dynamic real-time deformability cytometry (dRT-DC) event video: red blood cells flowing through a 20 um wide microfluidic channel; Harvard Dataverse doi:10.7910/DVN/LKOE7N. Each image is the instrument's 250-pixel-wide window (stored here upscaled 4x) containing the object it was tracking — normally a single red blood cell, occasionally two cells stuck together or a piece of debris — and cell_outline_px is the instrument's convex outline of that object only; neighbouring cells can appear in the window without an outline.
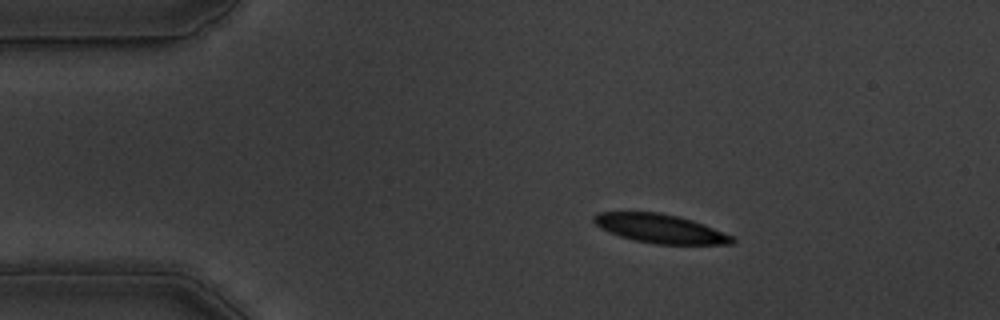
{"species": "common noctule bat (a hibernating species)", "species_latin": "Nyctalus noctula", "temperature_condition": "warm", "stored_images_in_passage": 47, "camera_frame_rate_fps": 3000, "um_per_image_px": 0.085, "animal": {"sex": "male", "body_mass_g": 19.5, "forearm_length_mm": 54.6}, "frame": {"image": 1, "passage_image": 1, "time_ms": 0.0, "image_size_px": [1000, 320], "cell_outline_px": [[736, 240], [732, 244], [656, 244], [632, 240], [608, 232], [600, 228], [592, 220], [592, 216], [596, 212], [660, 212], [692, 220], [704, 224], [736, 236]], "centroid_in_image_um": [56.13, 19.43], "position_along_channel_um": 28.9, "area_um2": 23.52}}
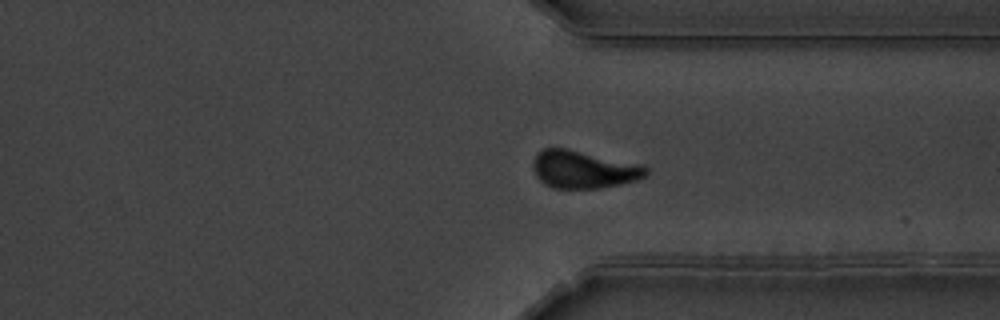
{"frame": {"image": 2, "passage_image": 33, "time_ms": 10.667, "image_size_px": [1000, 320], "cell_outline_px": [[648, 176], [636, 180], [620, 184], [600, 188], [552, 188], [544, 184], [536, 176], [532, 168], [532, 164], [536, 152], [544, 148], [568, 148], [644, 164], [648, 168]], "centroid_in_image_um": [49.62, 14.39], "position_along_channel_um": 361.8, "area_um2": 25.32}}
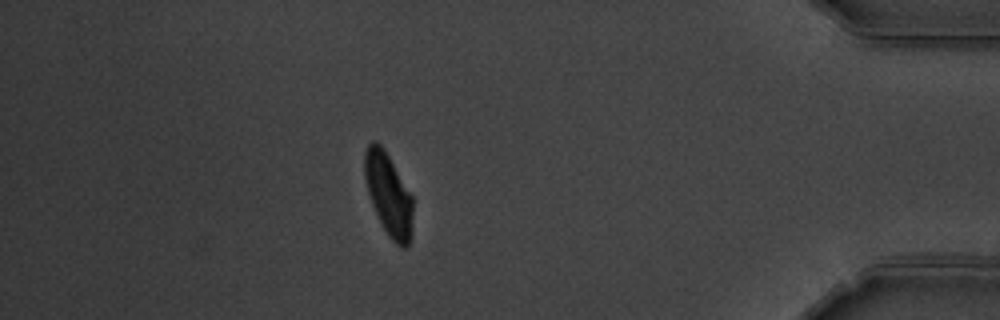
{"frame": {"image": 3, "passage_image": 40, "time_ms": 13.0, "image_size_px": [1000, 320], "cell_outline_px": [[412, 236], [408, 244], [404, 248], [400, 248], [388, 236], [372, 204], [368, 192], [364, 176], [364, 152], [368, 144], [372, 140], [376, 140], [384, 148], [412, 196]], "centroid_in_image_um": [33.02, 16.51], "position_along_channel_um": 402.2, "area_um2": 23.12}, "authors_computed_cell_mechanics": {"area_um2": 24.7962, "velocity_mm_per_s": 3.6126, "shape_relaxation_time_tau1_ms": 3.1137, "shape_relaxation_time_tau2_ms": 2.2188, "deformation_change_tau1": 0.1249, "deformation_change_tau2": 0.0805}}